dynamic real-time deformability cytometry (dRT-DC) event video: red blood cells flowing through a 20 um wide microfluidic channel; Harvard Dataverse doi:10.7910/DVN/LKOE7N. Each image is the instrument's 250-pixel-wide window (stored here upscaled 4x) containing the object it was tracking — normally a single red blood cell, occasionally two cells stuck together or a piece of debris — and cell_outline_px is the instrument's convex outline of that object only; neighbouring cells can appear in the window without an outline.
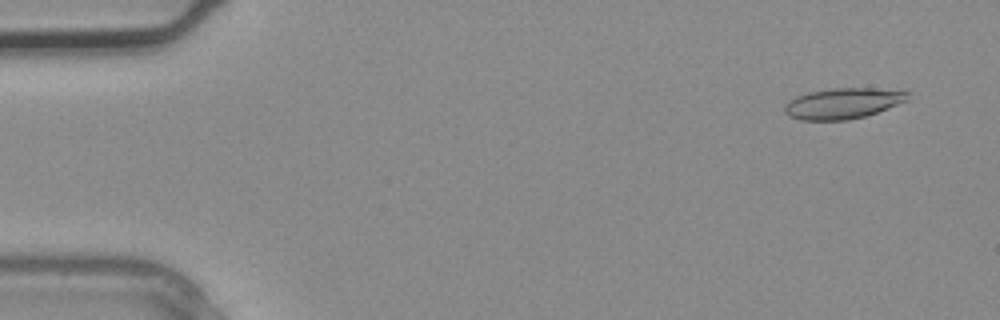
{"species": "common noctule bat (a hibernating species)", "species_latin": "Nyctalus noctula", "temperature_condition": "warm", "stored_images_in_passage": 4, "camera_frame_rate_fps": 3000, "um_per_image_px": 0.085, "animal": {"sex": "male", "body_mass_g": 20.4}, "frame": {"image": 1, "passage_image": 4, "time_ms": 1.0, "image_size_px": [1000, 320], "cell_outline_px": [[908, 100], [876, 112], [864, 116], [848, 120], [800, 120], [788, 116], [784, 112], [784, 104], [788, 100], [796, 96], [808, 92], [832, 88], [872, 88], [908, 92]], "centroid_in_image_um": [71.57, 8.79], "position_along_channel_um": 13.4, "area_um2": 21.96}}